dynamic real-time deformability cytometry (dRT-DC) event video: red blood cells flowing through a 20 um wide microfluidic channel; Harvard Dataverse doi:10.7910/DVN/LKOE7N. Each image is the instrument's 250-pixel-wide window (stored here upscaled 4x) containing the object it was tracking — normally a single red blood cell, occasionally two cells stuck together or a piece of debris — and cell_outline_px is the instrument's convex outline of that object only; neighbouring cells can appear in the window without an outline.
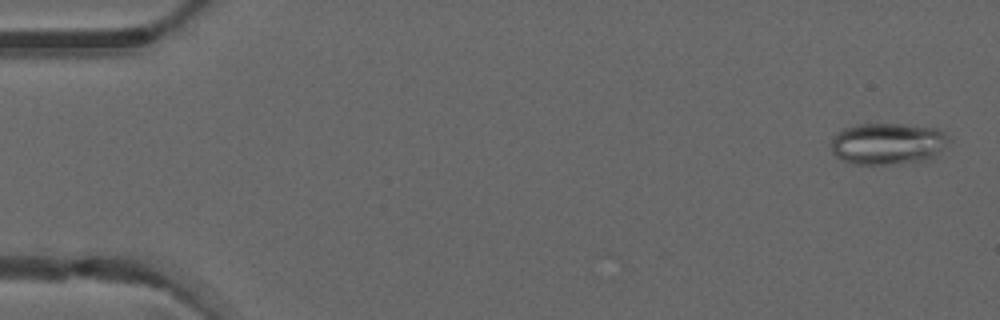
{"species": "common noctule bat (a hibernating species)", "species_latin": "Nyctalus noctula", "temperature_condition": "warm", "stored_images_in_passage": 4, "camera_frame_rate_fps": 3000, "um_per_image_px": 0.085, "animal": {"sex": "male", "forearm_length_mm": 52.5}, "frame": {"image": 1, "passage_image": 1, "time_ms": 0.0, "image_size_px": [1000, 320], "cell_outline_px": [[952, 140], [932, 160], [892, 164], [852, 164], [836, 156], [832, 152], [832, 136], [836, 132], [844, 128], [856, 124], [904, 124], [936, 128], [944, 132]], "centroid_in_image_um": [75.5, 12.21], "position_along_channel_um": 9.5, "area_um2": 29.02}}